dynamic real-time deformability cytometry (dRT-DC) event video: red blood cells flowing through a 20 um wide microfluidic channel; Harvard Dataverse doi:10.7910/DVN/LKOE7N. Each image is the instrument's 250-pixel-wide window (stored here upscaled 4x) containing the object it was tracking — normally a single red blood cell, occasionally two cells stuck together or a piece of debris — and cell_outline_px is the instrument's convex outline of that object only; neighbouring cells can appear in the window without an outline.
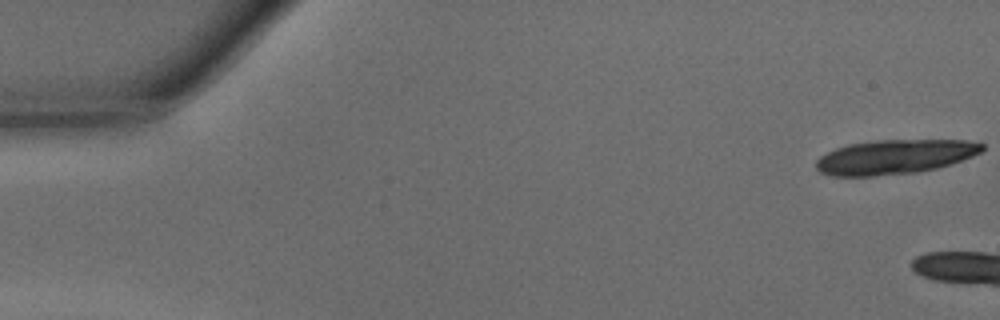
{"species": "common noctule bat (a hibernating species)", "species_latin": "Nyctalus noctula", "temperature_condition": "warm", "stored_images_in_passage": 8, "camera_frame_rate_fps": 3000, "um_per_image_px": 0.085, "animal": {"sex": "male", "body_mass_g": 15.6}, "frame": {"image": 1, "passage_image": 1, "time_ms": 0.0, "image_size_px": [1000, 320], "cell_outline_px": [[984, 148], [980, 152], [972, 156], [936, 168], [916, 172], [872, 176], [832, 176], [820, 172], [816, 168], [816, 160], [820, 156], [836, 148], [848, 144], [876, 140], [964, 140], [984, 144]], "centroid_in_image_um": [76.01, 13.33], "position_along_channel_um": 9.0, "area_um2": 33.06}}